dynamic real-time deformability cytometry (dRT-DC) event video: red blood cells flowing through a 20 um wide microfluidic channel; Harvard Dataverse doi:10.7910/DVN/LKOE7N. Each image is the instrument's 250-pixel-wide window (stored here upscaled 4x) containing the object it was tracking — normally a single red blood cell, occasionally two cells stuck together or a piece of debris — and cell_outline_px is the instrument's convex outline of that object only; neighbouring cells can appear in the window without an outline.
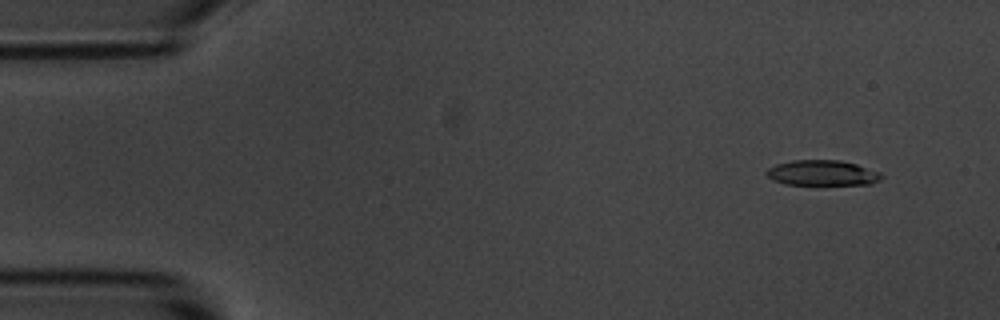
{"species": "common noctule bat (a hibernating species)", "species_latin": "Nyctalus noctula", "temperature_condition": "room temperature", "stored_images_in_passage": 5, "camera_frame_rate_fps": 3000, "um_per_image_px": 0.085, "animal": {"sex": "male", "body_mass_g": 20.1, "forearm_length_mm": 53.5}, "frame": {"image": 1, "passage_image": 2, "time_ms": 1.333, "image_size_px": [1000, 320], "cell_outline_px": [[884, 176], [880, 180], [872, 184], [784, 184], [772, 180], [764, 172], [768, 168], [776, 164], [792, 160], [840, 160], [856, 164], [880, 172]], "centroid_in_image_um": [69.89, 14.69], "position_along_channel_um": 15.1, "area_um2": 16.99}}
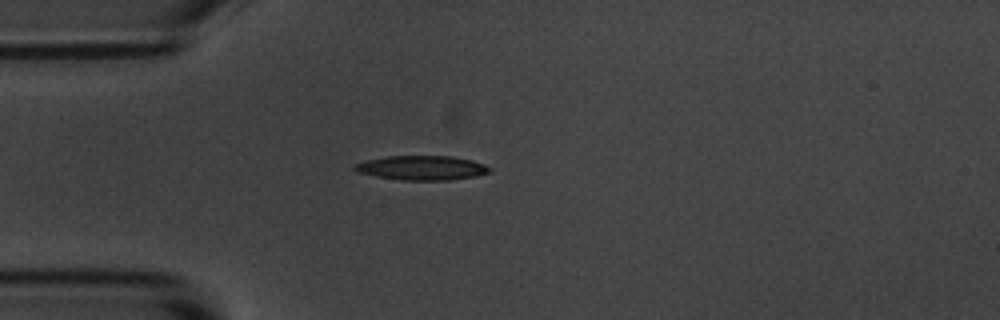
{"frame": {"image": 2, "passage_image": 5, "time_ms": 4.667, "image_size_px": [1000, 320], "cell_outline_px": [[492, 168], [488, 172], [476, 176], [448, 180], [400, 180], [376, 176], [356, 172], [352, 168], [356, 164], [364, 160], [388, 156], [448, 156], [472, 160], [484, 164]], "centroid_in_image_um": [35.82, 14.27], "position_along_channel_um": 49.2, "area_um2": 19.13}}